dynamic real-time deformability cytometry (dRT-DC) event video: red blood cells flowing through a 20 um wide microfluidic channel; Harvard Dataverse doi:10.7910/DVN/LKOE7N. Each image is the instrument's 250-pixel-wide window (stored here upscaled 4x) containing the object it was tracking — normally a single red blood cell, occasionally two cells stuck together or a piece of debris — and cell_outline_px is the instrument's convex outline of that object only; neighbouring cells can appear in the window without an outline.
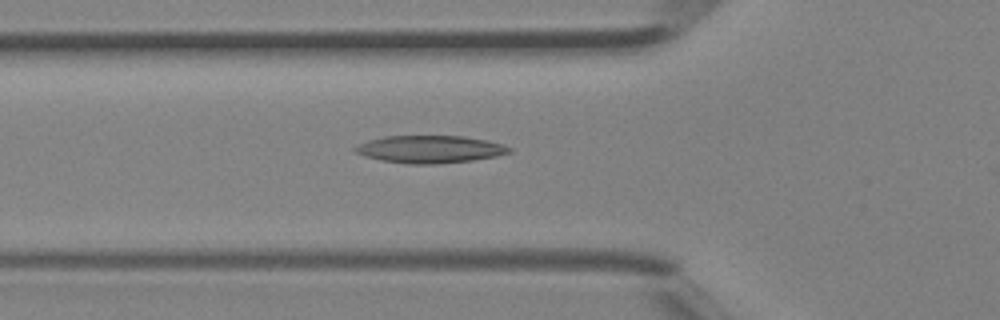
{"species": "Egyptian fruit bat (a non-hibernating species)", "species_latin": "Rousettus aegyptiacus", "temperature_condition": "room temperature", "stored_images_in_passage": 40, "camera_frame_rate_fps": 3000, "um_per_image_px": 0.085, "animal": {"sex": "female"}, "frame": {"image": 1, "passage_image": 14, "time_ms": 4.333, "image_size_px": [1000, 320], "cell_outline_px": [[512, 152], [496, 156], [472, 160], [432, 164], [412, 164], [380, 160], [364, 156], [356, 152], [352, 148], [368, 140], [384, 136], [464, 136], [488, 140], [504, 144], [512, 148]], "centroid_in_image_um": [36.57, 12.68], "position_along_channel_um": 89.2, "area_um2": 24.68}}
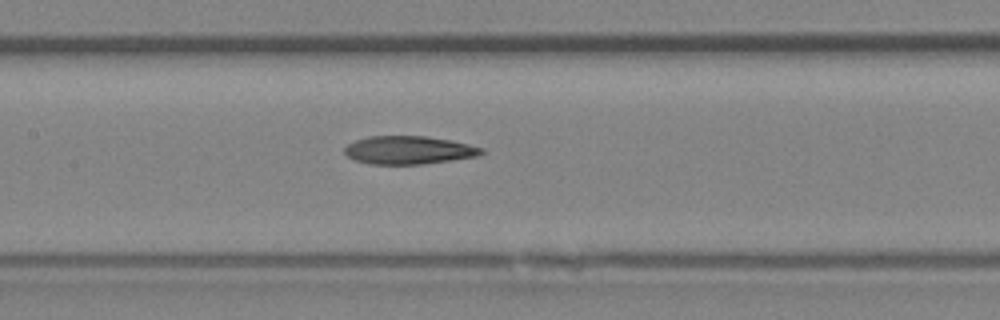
{"frame": {"image": 2, "passage_image": 19, "time_ms": 6.0, "image_size_px": [1000, 320], "cell_outline_px": [[484, 152], [476, 156], [452, 160], [420, 164], [372, 164], [356, 160], [348, 156], [344, 152], [344, 148], [348, 144], [356, 140], [368, 136], [424, 136], [452, 140], [484, 148]], "centroid_in_image_um": [34.75, 12.75], "position_along_channel_um": 172.7, "area_um2": 22.31}}
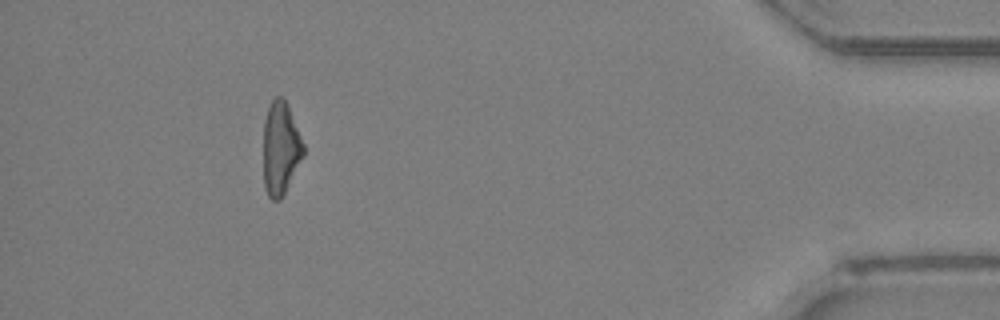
{"frame": {"image": 3, "passage_image": 37, "time_ms": 12.0, "image_size_px": [1000, 320], "cell_outline_px": [[304, 156], [280, 200], [272, 200], [268, 196], [264, 188], [264, 120], [268, 108], [272, 100], [276, 96], [280, 96], [288, 104], [304, 144]], "centroid_in_image_um": [23.86, 12.61], "position_along_channel_um": 411.3, "area_um2": 21.68}}